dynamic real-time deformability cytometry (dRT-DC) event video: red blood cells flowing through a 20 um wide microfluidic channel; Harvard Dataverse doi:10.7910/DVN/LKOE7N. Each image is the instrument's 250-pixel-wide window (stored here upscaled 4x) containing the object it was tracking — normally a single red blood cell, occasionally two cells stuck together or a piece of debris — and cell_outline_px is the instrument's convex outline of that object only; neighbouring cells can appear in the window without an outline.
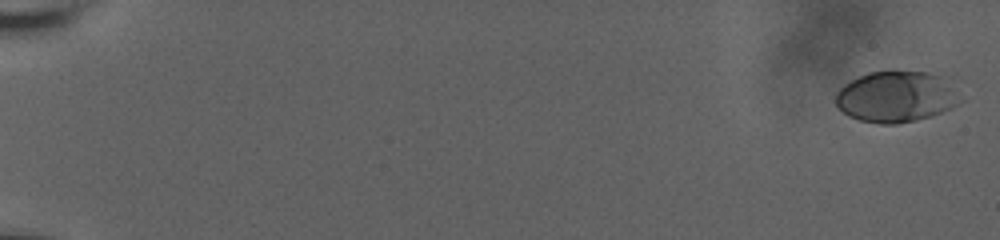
{"species": "human", "species_latin": "Homo sapiens", "temperature_condition": "room temperature", "stored_images_in_passage": 13, "camera_frame_rate_fps": 3000, "um_per_image_px": 0.085, "donor": {"sex": "male"}, "frame": {"image": 1, "passage_image": 1, "time_ms": 0.0, "image_size_px": [1000, 240], "cell_outline_px": [[964, 100], [952, 108], [932, 116], [916, 120], [896, 124], [880, 124], [860, 120], [848, 116], [836, 104], [836, 92], [844, 84], [868, 72], [928, 72], [940, 76]], "centroid_in_image_um": [76.17, 8.24], "position_along_channel_um": 8.8, "area_um2": 36.7}}
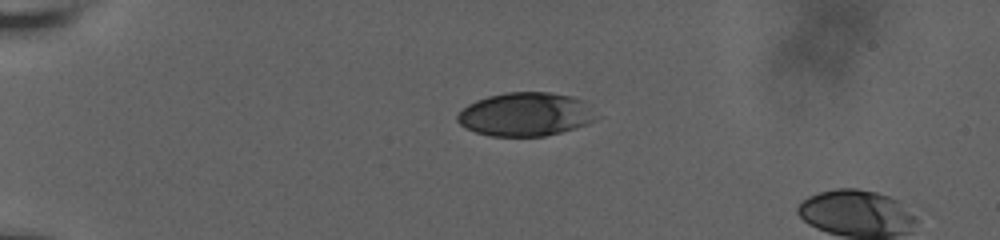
{"frame": {"image": 2, "passage_image": 10, "time_ms": 5.333, "image_size_px": [1000, 240], "cell_outline_px": [[600, 116], [596, 120], [588, 124], [576, 128], [544, 136], [488, 136], [464, 128], [456, 120], [456, 116], [468, 104], [476, 100], [488, 96], [504, 92], [548, 92], [572, 96], [584, 100]], "centroid_in_image_um": [44.7, 9.71], "position_along_channel_um": 40.3, "area_um2": 35.66}}